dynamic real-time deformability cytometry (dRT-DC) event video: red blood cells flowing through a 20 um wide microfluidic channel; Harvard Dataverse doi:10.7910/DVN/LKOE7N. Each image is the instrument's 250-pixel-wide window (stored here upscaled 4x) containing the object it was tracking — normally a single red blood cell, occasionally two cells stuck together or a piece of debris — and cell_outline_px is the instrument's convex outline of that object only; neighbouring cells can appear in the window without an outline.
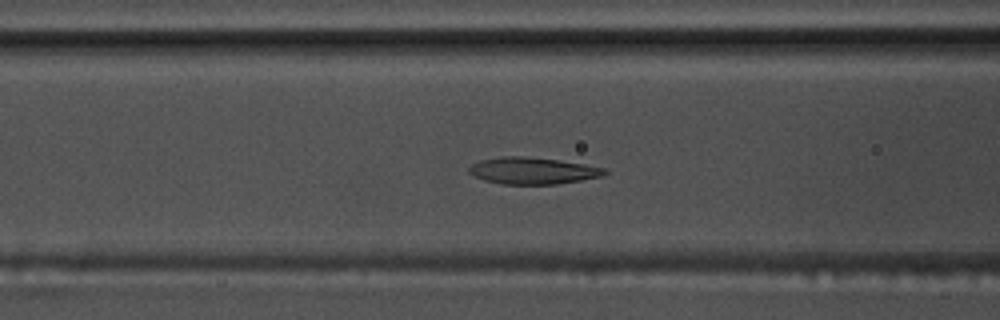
{"species": "common noctule bat (a hibernating species)", "species_latin": "Nyctalus noctula", "temperature_condition": "warm", "stored_images_in_passage": 56, "camera_frame_rate_fps": 3000, "um_per_image_px": 0.085, "animal": {"sex": "male", "body_mass_g": 17.5, "forearm_length_mm": 52.3}, "frame": {"image": 1, "passage_image": 23, "time_ms": 7.333, "image_size_px": [1000, 320], "cell_outline_px": [[608, 172], [604, 176], [556, 184], [500, 184], [484, 180], [472, 176], [468, 172], [468, 168], [472, 164], [480, 160], [500, 156], [524, 156], [556, 160], [584, 164], [604, 168]], "centroid_in_image_um": [45.23, 14.51], "position_along_channel_um": 121.4, "area_um2": 21.15}}
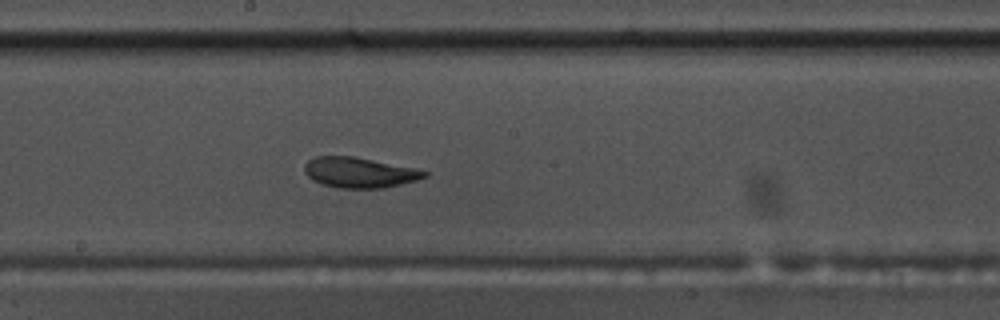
{"frame": {"image": 2, "passage_image": 31, "time_ms": 10.0, "image_size_px": [1000, 320], "cell_outline_px": [[428, 176], [416, 180], [384, 188], [336, 188], [312, 180], [304, 172], [304, 164], [308, 160], [316, 156], [352, 156], [416, 168], [428, 172]], "centroid_in_image_um": [30.53, 14.66], "position_along_channel_um": 217.7, "area_um2": 21.21}}
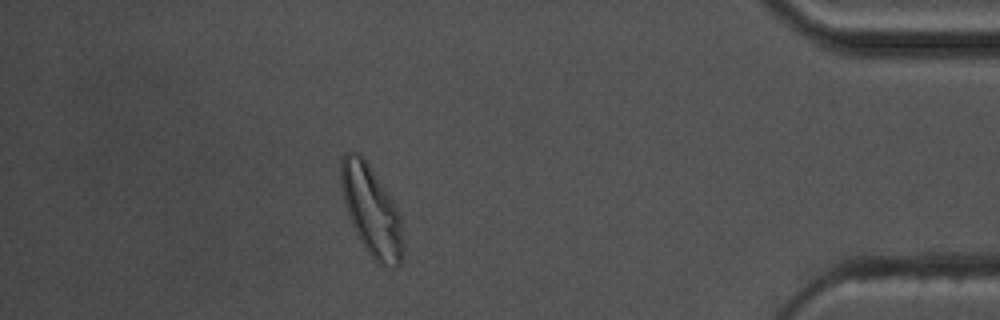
{"frame": {"image": 3, "passage_image": 50, "time_ms": 16.333, "image_size_px": [1000, 320], "cell_outline_px": [[404, 248], [400, 264], [396, 268], [392, 268], [376, 264], [364, 248], [352, 224], [340, 188], [340, 160], [344, 152], [360, 152], [392, 200], [400, 216], [404, 244]], "centroid_in_image_um": [31.56, 17.94], "position_along_channel_um": 403.6, "area_um2": 32.66}, "authors_computed_cell_mechanics": {"area_um2": 22.2241, "velocity_mm_per_s": 3.632, "shape_relaxation_time_tau1_ms": 4.2219, "shape_relaxation_time_tau2_ms": 1.8889, "deformation_change_tau1": 0.1759, "deformation_change_tau2": 0.0887}}